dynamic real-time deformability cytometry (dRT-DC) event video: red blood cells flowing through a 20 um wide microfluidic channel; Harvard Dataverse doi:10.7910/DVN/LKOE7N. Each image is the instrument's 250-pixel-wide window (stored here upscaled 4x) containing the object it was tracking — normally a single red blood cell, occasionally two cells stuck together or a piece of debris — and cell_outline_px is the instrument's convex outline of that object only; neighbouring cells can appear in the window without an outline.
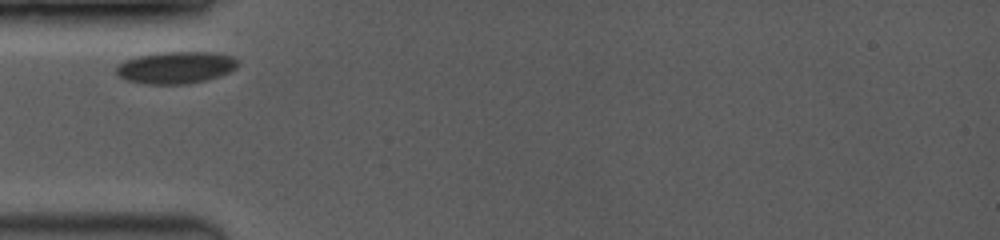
{"species": "common noctule bat (a hibernating species)", "species_latin": "Nyctalus noctula", "temperature_condition": "room temperature", "stored_images_in_passage": 10, "camera_frame_rate_fps": 3500, "um_per_image_px": 0.085, "animal": {"sex": "female", "body_mass_g": 19.0, "forearm_length_mm": 53.3}, "frame": {"image": 1, "passage_image": 1, "time_ms": 0.0, "image_size_px": [1000, 240], "cell_outline_px": [[240, 64], [236, 68], [220, 76], [208, 80], [184, 84], [148, 84], [124, 80], [116, 76], [116, 68], [120, 64], [136, 56], [164, 52], [212, 52], [232, 56], [240, 60]], "centroid_in_image_um": [14.98, 5.74], "position_along_channel_um": 70.0, "area_um2": 22.83}}
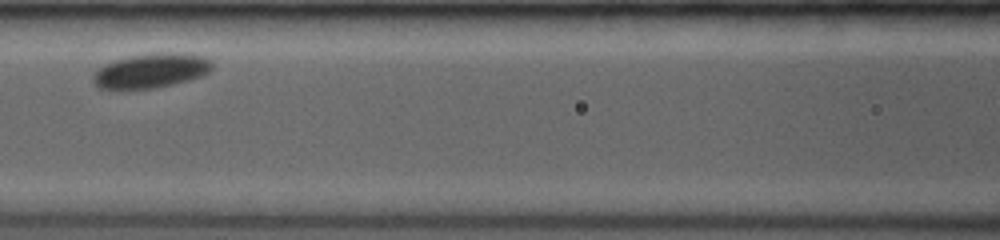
{"frame": {"image": 2, "passage_image": 6, "time_ms": 2.286, "image_size_px": [1000, 240], "cell_outline_px": [[212, 68], [204, 76], [156, 88], [124, 92], [100, 88], [92, 80], [92, 76], [104, 64], [128, 56], [164, 52], [168, 52], [200, 56], [212, 60]], "centroid_in_image_um": [12.8, 6.06], "position_along_channel_um": 153.8, "area_um2": 24.33}}
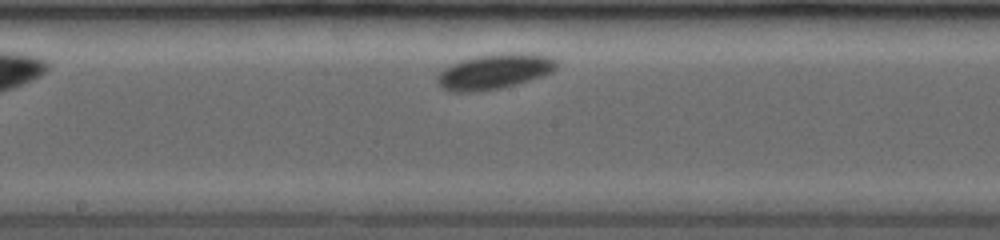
{"frame": {"image": 3, "passage_image": 9, "time_ms": 3.714, "image_size_px": [1000, 240], "cell_outline_px": [[556, 68], [552, 72], [544, 76], [516, 84], [500, 88], [476, 92], [452, 92], [440, 88], [436, 80], [436, 76], [444, 68], [460, 60], [476, 56], [508, 52], [524, 52], [548, 56], [556, 60]], "centroid_in_image_um": [42.0, 6.08], "position_along_channel_um": 206.2, "area_um2": 24.74}}